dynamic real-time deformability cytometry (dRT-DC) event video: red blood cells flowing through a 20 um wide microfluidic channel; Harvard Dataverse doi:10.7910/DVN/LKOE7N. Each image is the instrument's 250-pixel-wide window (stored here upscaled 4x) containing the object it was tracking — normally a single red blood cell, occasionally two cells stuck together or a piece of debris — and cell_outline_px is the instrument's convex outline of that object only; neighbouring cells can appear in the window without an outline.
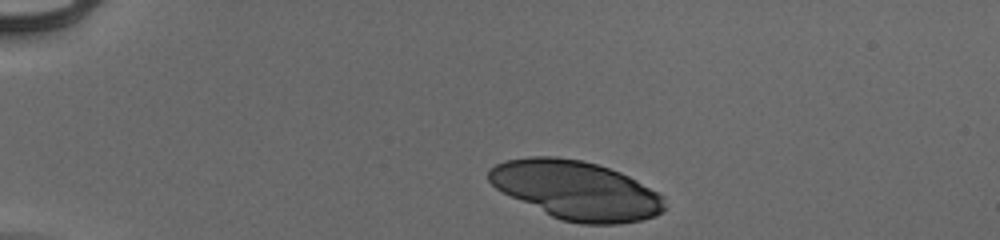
{"species": "human", "species_latin": "Homo sapiens", "temperature_condition": "cold", "stored_images_in_passage": 36, "camera_frame_rate_fps": 3000, "um_per_image_px": 0.085, "donor": {"sex": "male"}, "frame": {"image": 1, "passage_image": 1, "time_ms": 0.0, "image_size_px": [1000, 240], "cell_outline_px": [[668, 208], [656, 216], [640, 220], [616, 224], [580, 224], [560, 220], [496, 188], [488, 180], [488, 168], [504, 160], [528, 156], [556, 156], [580, 160], [596, 164], [620, 172], [636, 180], [664, 196]], "centroid_in_image_um": [49.0, 16.16], "position_along_channel_um": 36.0, "area_um2": 60.0}}